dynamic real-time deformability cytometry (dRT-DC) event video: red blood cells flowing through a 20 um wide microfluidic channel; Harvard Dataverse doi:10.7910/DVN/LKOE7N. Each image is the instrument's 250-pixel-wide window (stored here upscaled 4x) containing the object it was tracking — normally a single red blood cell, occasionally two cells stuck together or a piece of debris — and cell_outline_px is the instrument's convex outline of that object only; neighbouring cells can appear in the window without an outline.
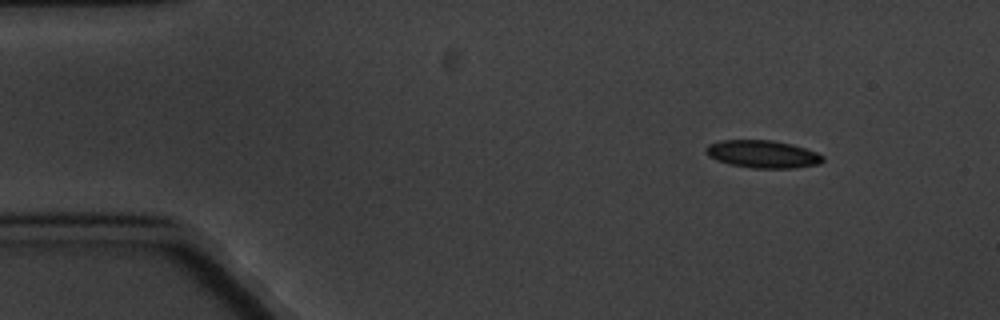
{"species": "common noctule bat (a hibernating species)", "species_latin": "Nyctalus noctula", "temperature_condition": "cold", "stored_images_in_passage": 4, "camera_frame_rate_fps": 3000, "um_per_image_px": 0.085, "animal": {"sex": "male", "body_mass_g": 20.1, "forearm_length_mm": 53.5}, "frame": {"image": 1, "passage_image": 1, "time_ms": 0.0, "image_size_px": [1000, 320], "cell_outline_px": [[824, 160], [820, 164], [796, 168], [752, 168], [728, 164], [716, 160], [708, 156], [704, 148], [708, 144], [720, 140], [772, 140], [792, 144], [816, 152], [824, 156]], "centroid_in_image_um": [64.81, 13.1], "position_along_channel_um": 20.2, "area_um2": 19.02}}